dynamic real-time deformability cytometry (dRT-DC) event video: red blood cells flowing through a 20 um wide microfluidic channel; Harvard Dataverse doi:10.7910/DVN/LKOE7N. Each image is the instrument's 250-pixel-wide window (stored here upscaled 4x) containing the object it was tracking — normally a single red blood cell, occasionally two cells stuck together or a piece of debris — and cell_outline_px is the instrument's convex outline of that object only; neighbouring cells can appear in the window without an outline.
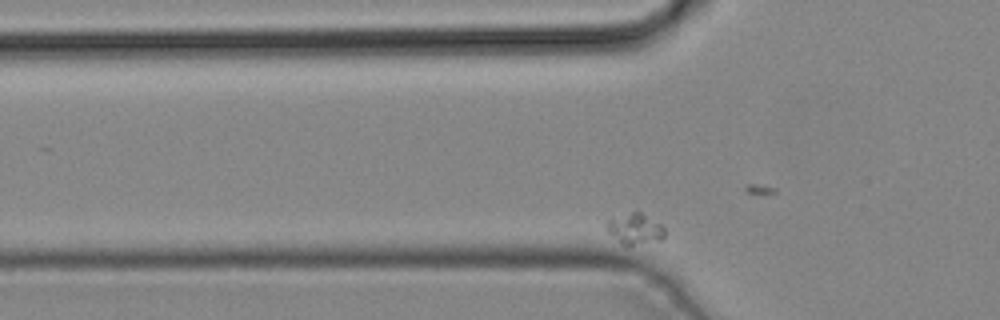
{"species": "common noctule bat (a hibernating species)", "species_latin": "Nyctalus noctula", "temperature_condition": "cold", "stored_images_in_passage": 44, "camera_frame_rate_fps": 3000, "um_per_image_px": 0.085, "animal": {"sex": "male", "body_mass_g": 19.2, "forearm_length_mm": 51.8}, "frame": {"image": 1, "passage_image": 12, "time_ms": 3.667, "image_size_px": [1000, 320], "cell_outline_px": [[664, 236], [660, 240], [628, 248], [620, 244], [608, 232], [604, 224], [608, 220], [632, 212], [640, 212], [660, 224], [664, 228]], "centroid_in_image_um": [53.94, 19.52], "position_along_channel_um": 71.9, "area_um2": 10.58}}
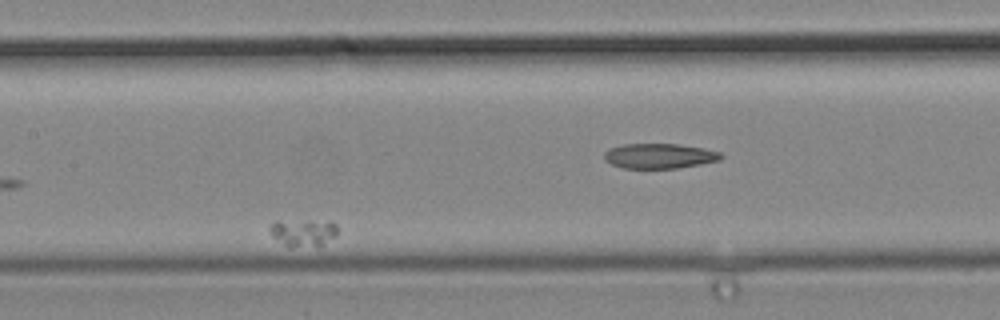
{"frame": {"image": 2, "passage_image": 22, "time_ms": 7.0, "image_size_px": [1000, 320], "cell_outline_px": [[336, 236], [320, 248], [288, 248], [272, 236], [268, 232], [268, 228], [276, 220], [308, 220], [336, 224]], "centroid_in_image_um": [25.73, 19.82], "position_along_channel_um": 181.7, "area_um2": 11.33}}
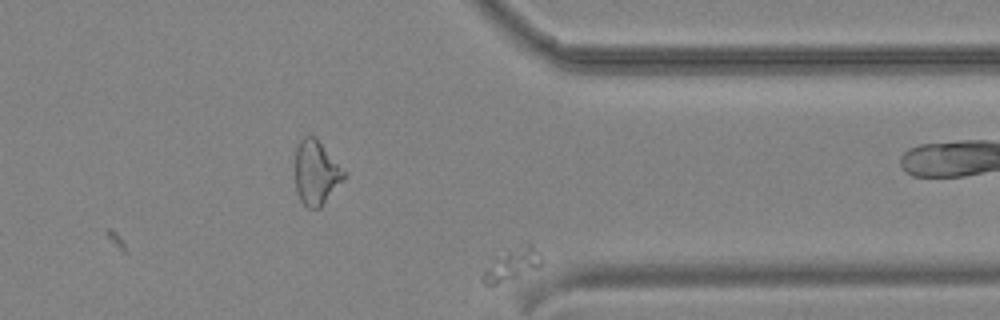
{"frame": {"image": 3, "passage_image": 38, "time_ms": 12.333, "image_size_px": [1000, 320], "cell_outline_px": [[544, 260], [540, 268], [496, 284], [484, 284], [480, 280], [480, 276], [496, 256], [524, 240], [532, 244], [540, 252]], "centroid_in_image_um": [43.59, 22.41], "position_along_channel_um": 367.8, "area_um2": 11.5}}